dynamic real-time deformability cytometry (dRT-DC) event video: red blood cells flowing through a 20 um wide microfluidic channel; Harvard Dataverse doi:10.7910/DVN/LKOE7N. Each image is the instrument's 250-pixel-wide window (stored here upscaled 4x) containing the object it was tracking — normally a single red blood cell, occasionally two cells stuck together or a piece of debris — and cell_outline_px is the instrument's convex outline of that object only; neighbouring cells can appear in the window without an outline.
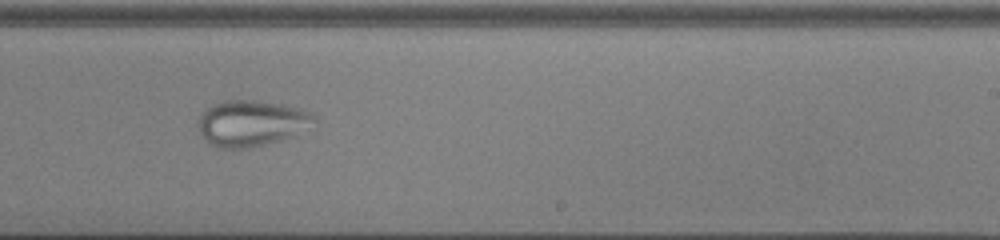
{"species": "common noctule bat (a hibernating species)", "species_latin": "Nyctalus noctula", "temperature_condition": "cold", "stored_images_in_passage": 52, "camera_frame_rate_fps": 3000, "um_per_image_px": 0.085, "animal": {"sex": "male", "body_mass_g": 13.0, "forearm_length_mm": 53.1}, "frame": {"image": 1, "passage_image": 34, "time_ms": 11.0, "image_size_px": [1000, 240], "cell_outline_px": [[316, 120], [292, 136], [280, 140], [248, 148], [216, 148], [208, 144], [200, 132], [200, 116], [204, 108], [212, 104], [224, 100], [252, 100], [280, 104], [300, 108], [312, 112], [316, 116]], "centroid_in_image_um": [21.33, 10.46], "position_along_channel_um": 267.7, "area_um2": 30.87}}
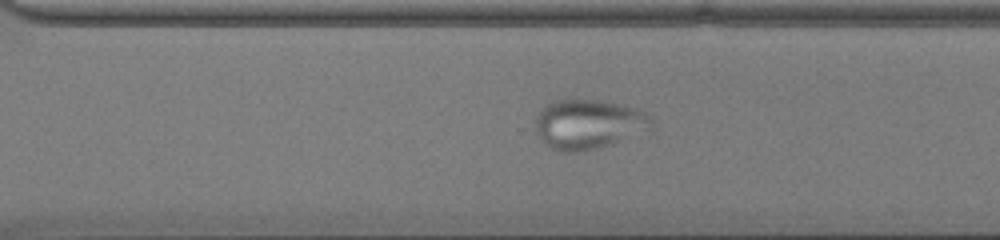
{"frame": {"image": 2, "passage_image": 38, "time_ms": 12.333, "image_size_px": [1000, 240], "cell_outline_px": [[652, 128], [600, 148], [584, 152], [560, 152], [548, 148], [544, 144], [536, 132], [536, 116], [544, 104], [552, 100], [596, 100], [620, 104], [636, 108], [652, 116]], "centroid_in_image_um": [49.97, 10.57], "position_along_channel_um": 320.6, "area_um2": 33.81}}